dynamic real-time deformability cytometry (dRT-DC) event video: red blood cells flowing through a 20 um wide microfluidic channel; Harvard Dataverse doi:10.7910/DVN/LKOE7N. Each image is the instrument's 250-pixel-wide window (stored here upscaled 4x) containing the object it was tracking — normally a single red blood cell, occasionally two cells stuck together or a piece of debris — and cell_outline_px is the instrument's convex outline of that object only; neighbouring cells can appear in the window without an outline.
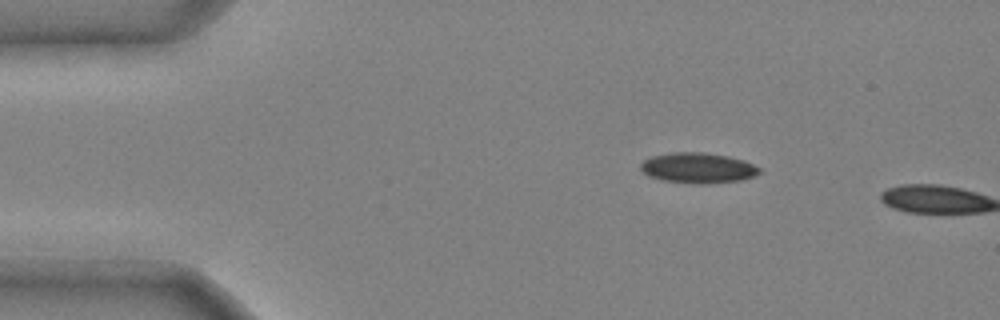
{"species": "common noctule bat (a hibernating species)", "species_latin": "Nyctalus noctula", "temperature_condition": "cold", "stored_images_in_passage": 2, "camera_frame_rate_fps": 3000, "um_per_image_px": 0.085, "animal": {"sex": "male", "body_mass_g": 20.4}, "frame": {"image": 1, "passage_image": 1, "time_ms": 0.0, "image_size_px": [1000, 320], "cell_outline_px": [[760, 172], [752, 176], [740, 180], [704, 184], [696, 184], [664, 180], [648, 176], [640, 168], [640, 164], [644, 160], [652, 156], [672, 152], [700, 152], [728, 156], [744, 160], [760, 168]], "centroid_in_image_um": [59.3, 14.27], "position_along_channel_um": 25.7, "area_um2": 20.87}}